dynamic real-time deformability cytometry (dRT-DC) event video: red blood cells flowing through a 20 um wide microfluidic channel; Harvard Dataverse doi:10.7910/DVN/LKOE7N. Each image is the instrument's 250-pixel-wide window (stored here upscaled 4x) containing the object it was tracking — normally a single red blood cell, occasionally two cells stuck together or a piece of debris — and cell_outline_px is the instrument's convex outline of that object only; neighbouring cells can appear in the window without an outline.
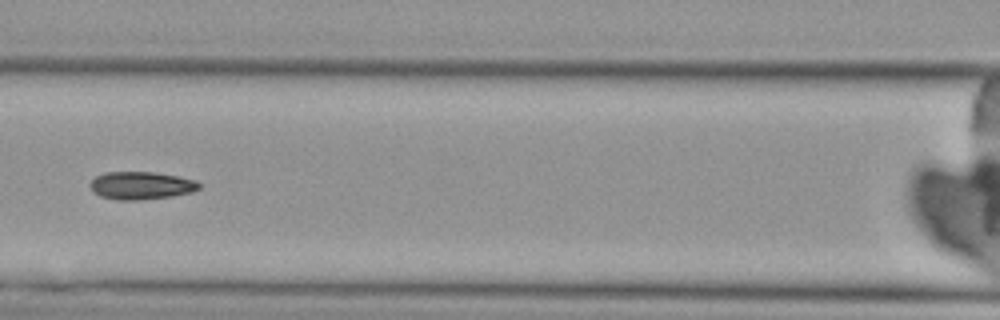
{"species": "Egyptian fruit bat (a non-hibernating species)", "species_latin": "Rousettus aegyptiacus", "temperature_condition": "cold", "stored_images_in_passage": 6, "camera_frame_rate_fps": 3000, "um_per_image_px": 0.085, "animal": {"sex": "female"}, "frame": {"image": 1, "passage_image": 6, "time_ms": 5.667, "image_size_px": [1000, 320], "cell_outline_px": [[200, 188], [192, 192], [172, 196], [140, 200], [120, 200], [100, 196], [92, 192], [88, 184], [96, 176], [104, 172], [152, 172], [176, 176], [196, 180], [200, 184]], "centroid_in_image_um": [11.96, 15.77], "position_along_channel_um": 154.6, "area_um2": 17.69}}